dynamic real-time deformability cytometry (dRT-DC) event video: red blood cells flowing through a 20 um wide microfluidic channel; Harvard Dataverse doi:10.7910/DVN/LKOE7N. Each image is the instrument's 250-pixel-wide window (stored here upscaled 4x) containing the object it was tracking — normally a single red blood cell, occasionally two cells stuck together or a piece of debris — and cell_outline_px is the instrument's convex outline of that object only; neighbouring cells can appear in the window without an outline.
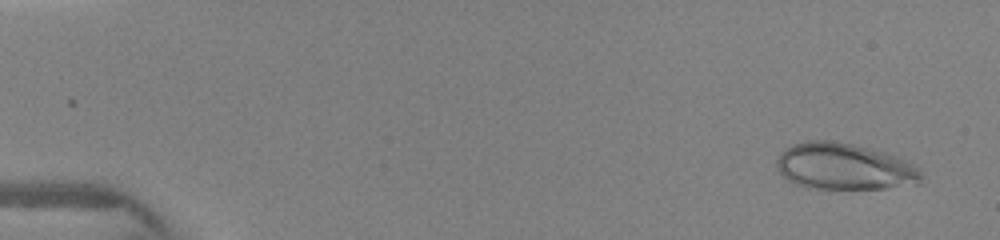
{"species": "human", "species_latin": "Homo sapiens", "temperature_condition": "warm", "stored_images_in_passage": 34, "camera_frame_rate_fps": 3000, "um_per_image_px": 0.085, "donor": {"sex": "female"}, "frame": {"image": 1, "passage_image": 2, "time_ms": 0.333, "image_size_px": [1000, 240], "cell_outline_px": [[924, 176], [920, 184], [884, 188], [808, 188], [796, 184], [788, 180], [776, 168], [776, 156], [780, 152], [796, 144], [808, 140], [828, 140], [852, 144], [884, 152], [896, 156], [920, 168]], "centroid_in_image_um": [71.78, 14.16], "position_along_channel_um": 13.2, "area_um2": 39.19}}
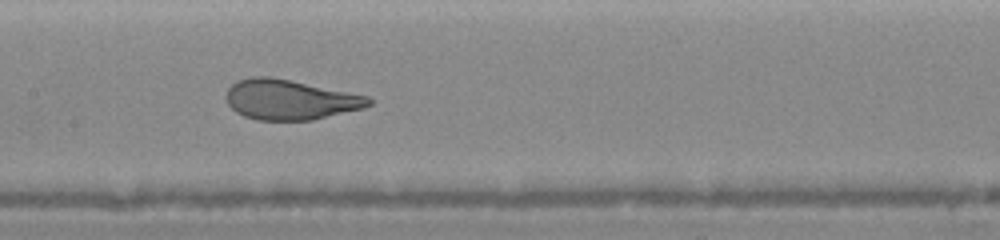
{"frame": {"image": 2, "passage_image": 18, "time_ms": 7.333, "image_size_px": [1000, 240], "cell_outline_px": [[372, 104], [364, 108], [312, 120], [256, 120], [244, 116], [236, 112], [228, 104], [224, 96], [228, 88], [236, 80], [252, 76], [268, 76], [368, 96], [372, 100]], "centroid_in_image_um": [24.6, 8.47], "position_along_channel_um": 182.8, "area_um2": 33.18}}
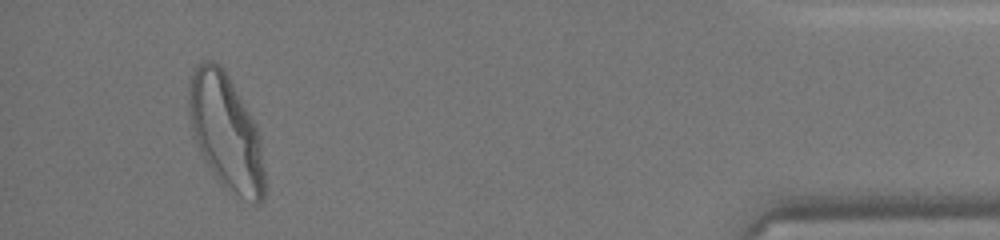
{"frame": {"image": 3, "passage_image": 32, "time_ms": 14.0, "image_size_px": [1000, 240], "cell_outline_px": [[264, 200], [260, 204], [252, 204], [228, 192], [220, 184], [200, 152], [196, 140], [188, 112], [188, 80], [196, 68], [204, 60], [212, 60], [220, 64], [224, 68], [248, 112], [260, 136], [264, 172]], "centroid_in_image_um": [19.2, 11.27], "position_along_channel_um": 416.0, "area_um2": 50.86}}